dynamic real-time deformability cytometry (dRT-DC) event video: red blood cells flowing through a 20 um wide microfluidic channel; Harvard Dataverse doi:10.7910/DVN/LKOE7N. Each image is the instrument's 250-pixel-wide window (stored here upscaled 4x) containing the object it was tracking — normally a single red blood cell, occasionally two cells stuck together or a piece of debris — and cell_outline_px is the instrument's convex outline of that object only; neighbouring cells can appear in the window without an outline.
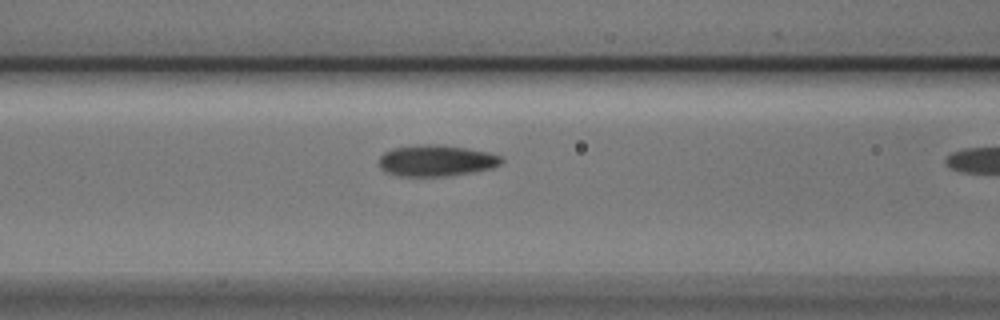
{"species": "Egyptian fruit bat (a non-hibernating species)", "species_latin": "Rousettus aegyptiacus", "temperature_condition": "cold", "stored_images_in_passage": 5, "camera_frame_rate_fps": 3000, "um_per_image_px": 0.085, "animal": {"sex": "male"}, "frame": {"image": 1, "passage_image": 4, "time_ms": 1.0, "image_size_px": [1000, 320], "cell_outline_px": [[504, 160], [500, 164], [492, 168], [472, 172], [448, 176], [396, 176], [384, 172], [380, 168], [380, 156], [384, 152], [392, 148], [420, 144], [440, 144], [468, 148], [488, 152], [500, 156]], "centroid_in_image_um": [37.06, 13.65], "position_along_channel_um": 129.5, "area_um2": 22.54}}